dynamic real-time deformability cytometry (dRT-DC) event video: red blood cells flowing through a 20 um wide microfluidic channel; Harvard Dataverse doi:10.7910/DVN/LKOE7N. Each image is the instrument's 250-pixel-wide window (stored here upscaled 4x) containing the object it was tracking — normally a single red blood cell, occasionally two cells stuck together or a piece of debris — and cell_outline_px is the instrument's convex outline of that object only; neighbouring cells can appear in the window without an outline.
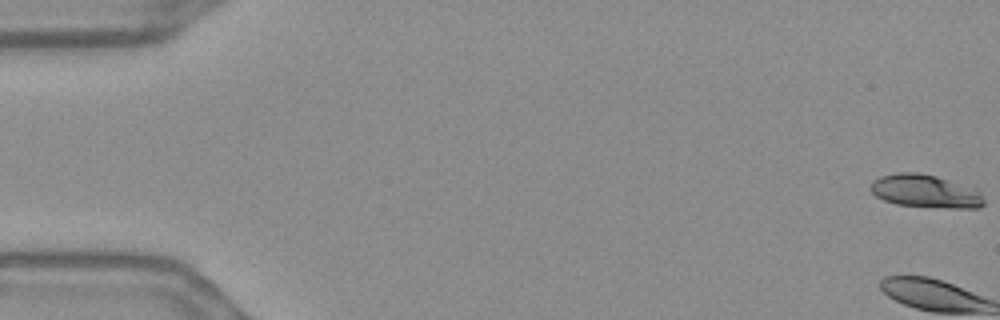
{"species": "Egyptian fruit bat (a non-hibernating species)", "species_latin": "Rousettus aegyptiacus", "temperature_condition": "warm", "stored_images_in_passage": 58, "camera_frame_rate_fps": 3000, "um_per_image_px": 0.085, "frame": {"image": 1, "passage_image": 1, "time_ms": 0.0, "image_size_px": [1000, 320], "cell_outline_px": [[984, 204], [980, 208], [948, 208], [896, 204], [884, 200], [876, 196], [868, 188], [872, 180], [880, 176], [896, 172], [920, 172], [936, 176], [976, 192], [984, 200]], "centroid_in_image_um": [78.52, 16.25], "position_along_channel_um": 6.5, "area_um2": 21.33}}
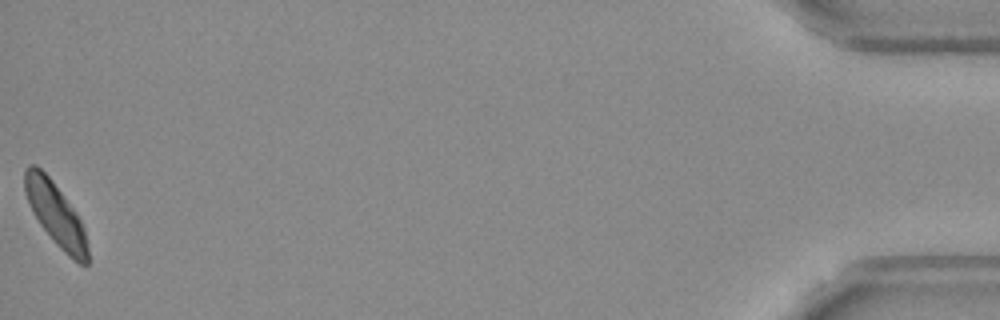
{"frame": {"image": 2, "passage_image": 58, "time_ms": 19.0, "image_size_px": [1000, 320], "cell_outline_px": [[88, 264], [80, 264], [68, 256], [56, 244], [40, 224], [24, 192], [24, 168], [28, 164], [36, 164], [52, 180], [76, 212], [84, 228], [88, 248]], "centroid_in_image_um": [4.73, 18.18], "position_along_channel_um": 430.5, "area_um2": 22.83}, "authors_computed_cell_mechanics": {"area_um2": 23.8136, "velocity_mm_per_s": 3.6212, "shape_relaxation_time_tau1_ms": 4.4915, "shape_relaxation_time_tau2_ms": null, "deformation_change_tau1": 0.1165, "deformation_change_tau2": null}}